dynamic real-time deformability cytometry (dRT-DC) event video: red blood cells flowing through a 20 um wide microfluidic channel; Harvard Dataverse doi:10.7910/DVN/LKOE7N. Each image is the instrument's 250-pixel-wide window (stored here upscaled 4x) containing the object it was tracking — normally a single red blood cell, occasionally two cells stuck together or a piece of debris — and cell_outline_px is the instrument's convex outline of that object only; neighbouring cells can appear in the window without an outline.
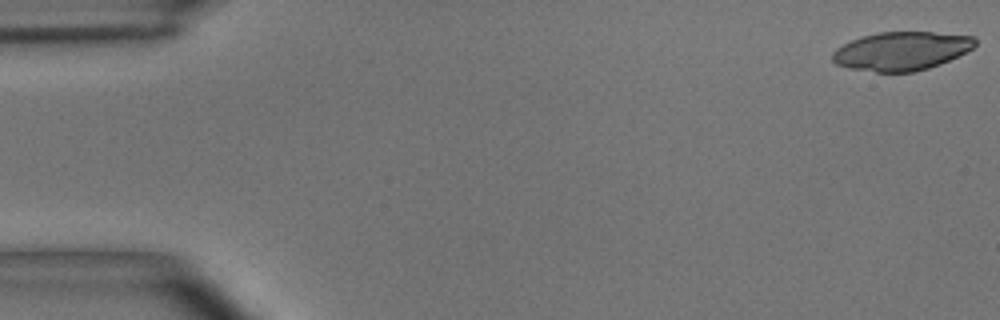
{"species": "common noctule bat (a hibernating species)", "species_latin": "Nyctalus noctula", "temperature_condition": "room temperature", "stored_images_in_passage": 54, "camera_frame_rate_fps": 3000, "um_per_image_px": 0.085, "animal": {"sex": "male", "body_mass_g": 15.6}, "frame": {"image": 1, "passage_image": 1, "time_ms": 0.0, "image_size_px": [1000, 320], "cell_outline_px": [[976, 44], [972, 48], [940, 64], [928, 68], [912, 72], [876, 72], [848, 68], [836, 64], [832, 60], [832, 52], [836, 48], [860, 36], [876, 32], [932, 32], [972, 36], [976, 40]], "centroid_in_image_um": [76.57, 4.33], "position_along_channel_um": 8.4, "area_um2": 31.96}}